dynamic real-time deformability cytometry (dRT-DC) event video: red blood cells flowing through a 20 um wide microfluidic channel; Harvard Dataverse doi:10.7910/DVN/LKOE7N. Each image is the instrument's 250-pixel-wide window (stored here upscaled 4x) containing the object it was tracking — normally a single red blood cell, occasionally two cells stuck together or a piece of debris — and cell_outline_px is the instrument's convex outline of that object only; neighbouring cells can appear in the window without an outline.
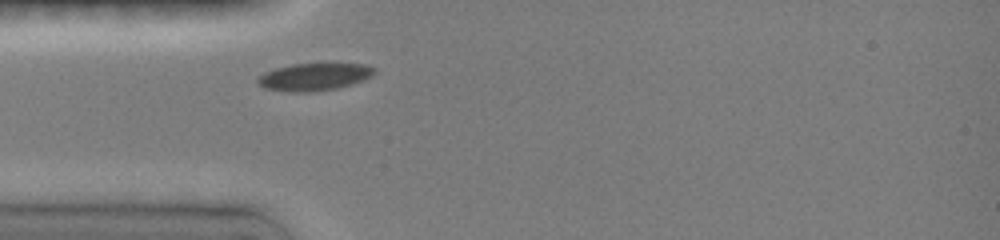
{"species": "common noctule bat (a hibernating species)", "species_latin": "Nyctalus noctula", "temperature_condition": "room temperature", "stored_images_in_passage": 1, "camera_frame_rate_fps": 3000, "um_per_image_px": 0.085, "animal": {"sex": "female", "body_mass_g": 19.0, "forearm_length_mm": 51.5}, "frame": {"image": 1, "passage_image": 1, "time_ms": 0.0, "image_size_px": [1000, 240], "cell_outline_px": [[376, 72], [372, 76], [348, 84], [332, 88], [308, 92], [292, 92], [264, 88], [256, 80], [264, 72], [276, 68], [292, 64], [324, 60], [332, 60], [364, 64], [376, 68]], "centroid_in_image_um": [26.75, 6.45], "position_along_channel_um": 58.3, "area_um2": 19.31}}